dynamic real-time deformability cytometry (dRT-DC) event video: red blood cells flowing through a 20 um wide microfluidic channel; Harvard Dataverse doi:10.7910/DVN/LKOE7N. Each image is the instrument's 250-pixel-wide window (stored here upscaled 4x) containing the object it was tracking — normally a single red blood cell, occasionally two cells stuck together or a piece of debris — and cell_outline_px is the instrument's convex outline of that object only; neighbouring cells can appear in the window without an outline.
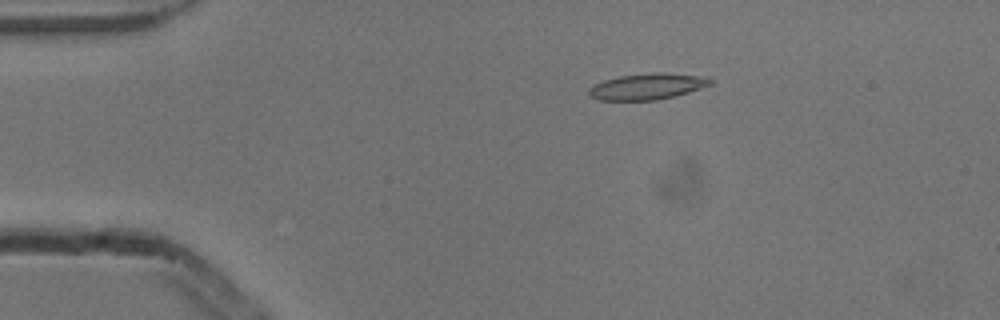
{"species": "common noctule bat (a hibernating species)", "species_latin": "Nyctalus noctula", "temperature_condition": "cold", "stored_images_in_passage": 53, "camera_frame_rate_fps": 3000, "um_per_image_px": 0.085, "animal": {"sex": "male", "body_mass_g": 13.3}, "frame": {"image": 1, "passage_image": 10, "time_ms": 3.0, "image_size_px": [1000, 320], "cell_outline_px": [[716, 80], [712, 84], [676, 96], [656, 100], [600, 100], [588, 96], [588, 88], [604, 80], [620, 76], [652, 72], [664, 72], [696, 76]], "centroid_in_image_um": [55.0, 7.35], "position_along_channel_um": 30.0, "area_um2": 18.44}}
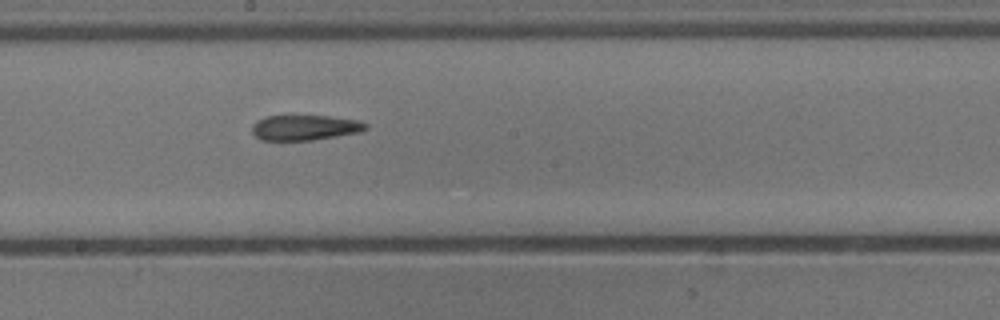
{"frame": {"image": 2, "passage_image": 29, "time_ms": 9.333, "image_size_px": [1000, 320], "cell_outline_px": [[368, 128], [360, 132], [312, 140], [260, 140], [252, 132], [252, 124], [256, 120], [264, 116], [328, 116], [360, 120], [368, 124]], "centroid_in_image_um": [25.91, 10.84], "position_along_channel_um": 222.3, "area_um2": 16.82}}
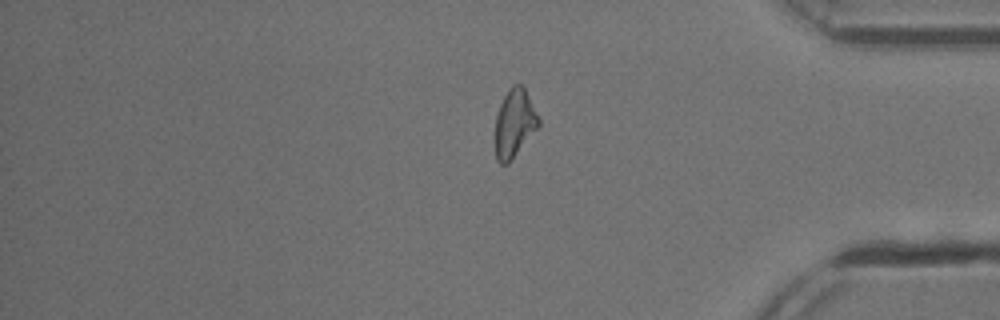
{"frame": {"image": 3, "passage_image": 44, "time_ms": 14.333, "image_size_px": [1000, 320], "cell_outline_px": [[540, 128], [508, 164], [500, 164], [496, 160], [496, 116], [500, 104], [508, 88], [512, 84], [520, 84], [524, 88], [540, 120]], "centroid_in_image_um": [43.75, 10.51], "position_along_channel_um": 391.5, "area_um2": 17.34}, "authors_computed_cell_mechanics": {"area_um2": 17.8602, "velocity_mm_per_s": 3.8731, "shape_relaxation_time_tau1_ms": null, "shape_relaxation_time_tau2_ms": 7.0524, "deformation_change_tau1": null, "deformation_change_tau2": 0.1838}}